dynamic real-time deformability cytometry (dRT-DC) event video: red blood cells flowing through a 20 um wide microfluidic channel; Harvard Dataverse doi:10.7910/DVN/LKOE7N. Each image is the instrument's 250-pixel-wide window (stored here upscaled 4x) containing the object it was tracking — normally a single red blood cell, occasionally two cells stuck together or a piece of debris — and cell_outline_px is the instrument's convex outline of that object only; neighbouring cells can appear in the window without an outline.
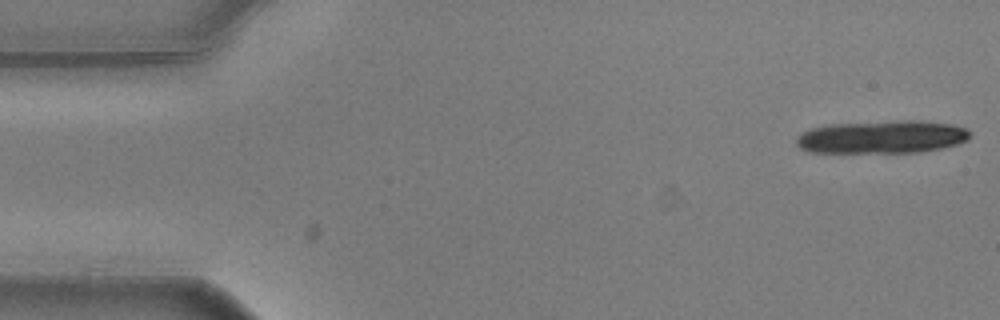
{"species": "common noctule bat (a hibernating species)", "species_latin": "Nyctalus noctula", "temperature_condition": "warm", "stored_images_in_passage": 16, "camera_frame_rate_fps": 3000, "um_per_image_px": 0.085, "animal": {"sex": "male", "body_mass_g": 20.5, "forearm_length_mm": 52.5}, "frame": {"image": 1, "passage_image": 1, "time_ms": 0.0, "image_size_px": [1000, 320], "cell_outline_px": [[968, 140], [956, 144], [940, 148], [920, 152], [808, 152], [800, 148], [796, 144], [796, 136], [812, 128], [828, 124], [900, 120], [920, 120], [952, 124], [968, 128]], "centroid_in_image_um": [74.96, 11.63], "position_along_channel_um": 10.0, "area_um2": 33.35}}